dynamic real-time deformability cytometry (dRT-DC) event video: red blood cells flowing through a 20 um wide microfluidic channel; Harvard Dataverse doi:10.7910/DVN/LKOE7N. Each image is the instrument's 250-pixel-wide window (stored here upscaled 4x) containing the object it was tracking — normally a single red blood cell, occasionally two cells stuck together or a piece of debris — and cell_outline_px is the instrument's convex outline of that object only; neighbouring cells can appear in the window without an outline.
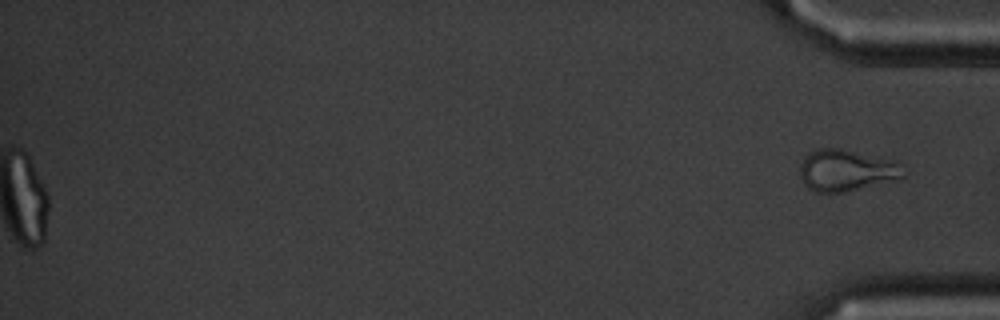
{"species": "common noctule bat (a hibernating species)", "species_latin": "Nyctalus noctula", "temperature_condition": "cold", "stored_images_in_passage": 51, "segment_of_instrument_passage": [2, 2], "camera_frame_rate_fps": 3000, "um_per_image_px": 0.085, "animal": {"sex": "male", "body_mass_g": 20.1, "forearm_length_mm": 53.5}, "frame": {"image": 1, "passage_image": 51, "time_ms": 16.667, "image_size_px": [1000, 320], "cell_outline_px": [[904, 176], [844, 192], [816, 192], [808, 188], [804, 184], [800, 176], [800, 164], [804, 156], [820, 148], [840, 148], [900, 164]], "centroid_in_image_um": [71.81, 14.49], "position_along_channel_um": 363.4, "area_um2": 24.04}}